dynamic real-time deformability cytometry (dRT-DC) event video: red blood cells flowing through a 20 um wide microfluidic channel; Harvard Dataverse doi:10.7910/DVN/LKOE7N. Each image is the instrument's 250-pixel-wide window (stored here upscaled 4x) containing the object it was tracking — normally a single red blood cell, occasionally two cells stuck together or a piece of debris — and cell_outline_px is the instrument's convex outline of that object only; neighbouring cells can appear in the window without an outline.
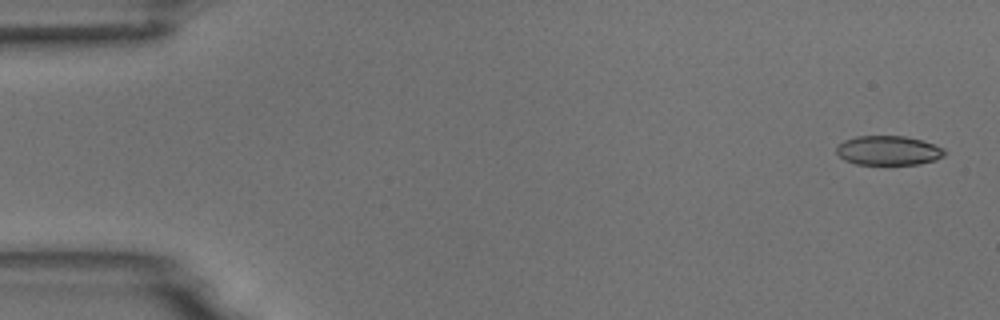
{"species": "common noctule bat (a hibernating species)", "species_latin": "Nyctalus noctula", "temperature_condition": "room temperature", "stored_images_in_passage": 6, "camera_frame_rate_fps": 3000, "um_per_image_px": 0.085, "animal": {"sex": "male", "body_mass_g": 18.8}, "frame": {"image": 1, "passage_image": 1, "time_ms": 0.0, "image_size_px": [1000, 320], "cell_outline_px": [[948, 152], [944, 156], [936, 160], [920, 164], [856, 164], [844, 160], [836, 152], [836, 148], [844, 140], [856, 136], [904, 136], [920, 140], [944, 148]], "centroid_in_image_um": [75.53, 12.8], "position_along_channel_um": 9.5, "area_um2": 18.5}}